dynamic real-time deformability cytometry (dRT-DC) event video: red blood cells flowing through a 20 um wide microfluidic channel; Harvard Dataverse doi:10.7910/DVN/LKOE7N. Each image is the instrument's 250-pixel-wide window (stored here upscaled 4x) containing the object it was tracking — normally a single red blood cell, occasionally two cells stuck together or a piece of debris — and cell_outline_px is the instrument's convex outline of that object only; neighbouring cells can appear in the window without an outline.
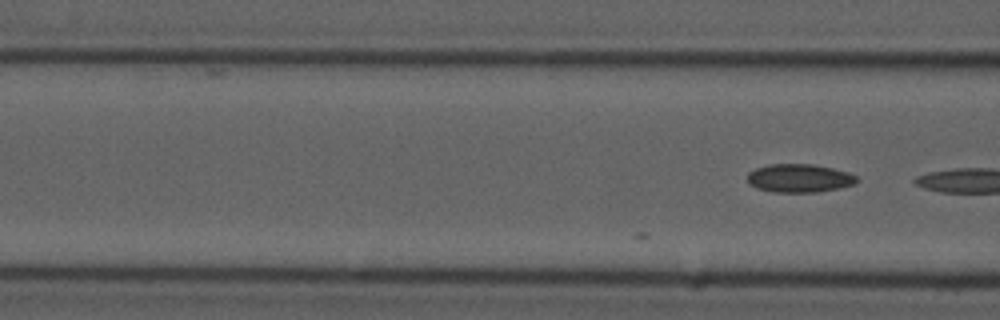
{"species": "common noctule bat (a hibernating species)", "species_latin": "Nyctalus noctula", "temperature_condition": "cold", "stored_images_in_passage": 4, "camera_frame_rate_fps": 3000, "um_per_image_px": 0.085, "animal": {"sex": "male", "forearm_length_mm": 52.5}, "frame": {"image": 1, "passage_image": 4, "time_ms": 1.0, "image_size_px": [1000, 320], "cell_outline_px": [[860, 180], [856, 184], [816, 192], [776, 192], [756, 188], [748, 184], [748, 172], [756, 168], [768, 164], [812, 164], [832, 168], [848, 172], [856, 176]], "centroid_in_image_um": [67.94, 15.14], "position_along_channel_um": 98.7, "area_um2": 18.09}}